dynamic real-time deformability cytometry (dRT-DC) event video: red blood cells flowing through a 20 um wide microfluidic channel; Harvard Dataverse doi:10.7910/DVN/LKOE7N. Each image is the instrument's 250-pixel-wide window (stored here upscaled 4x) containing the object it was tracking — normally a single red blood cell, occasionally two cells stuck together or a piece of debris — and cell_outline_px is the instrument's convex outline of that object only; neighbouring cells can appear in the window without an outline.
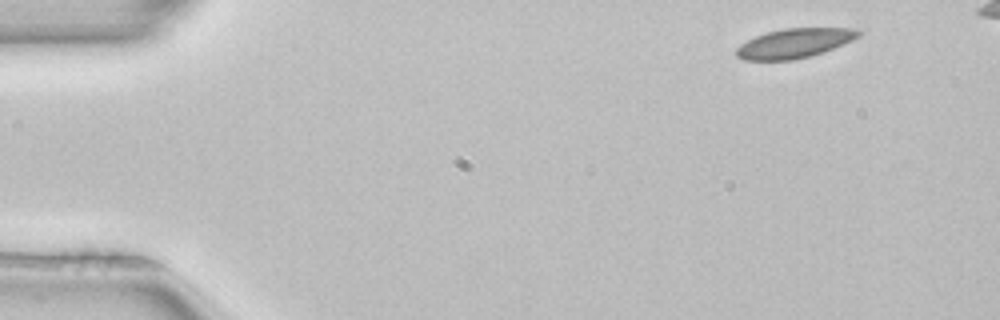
{"species": "common noctule bat (a hibernating species)", "species_latin": "Nyctalus noctula", "temperature_condition": "room temperature", "stored_images_in_passage": 4, "camera_frame_rate_fps": 3000, "um_per_image_px": 0.085, "animal": {"sex": "female", "body_mass_g": 22.7, "forearm_length_mm": 54.2}, "frame": {"image": 1, "passage_image": 1, "time_ms": 0.0, "image_size_px": [1000, 320], "cell_outline_px": [[860, 36], [852, 40], [832, 48], [808, 56], [792, 60], [744, 60], [736, 56], [736, 48], [740, 44], [756, 36], [768, 32], [784, 28], [860, 28]], "centroid_in_image_um": [67.51, 3.66], "position_along_channel_um": 17.5, "area_um2": 20.69}}